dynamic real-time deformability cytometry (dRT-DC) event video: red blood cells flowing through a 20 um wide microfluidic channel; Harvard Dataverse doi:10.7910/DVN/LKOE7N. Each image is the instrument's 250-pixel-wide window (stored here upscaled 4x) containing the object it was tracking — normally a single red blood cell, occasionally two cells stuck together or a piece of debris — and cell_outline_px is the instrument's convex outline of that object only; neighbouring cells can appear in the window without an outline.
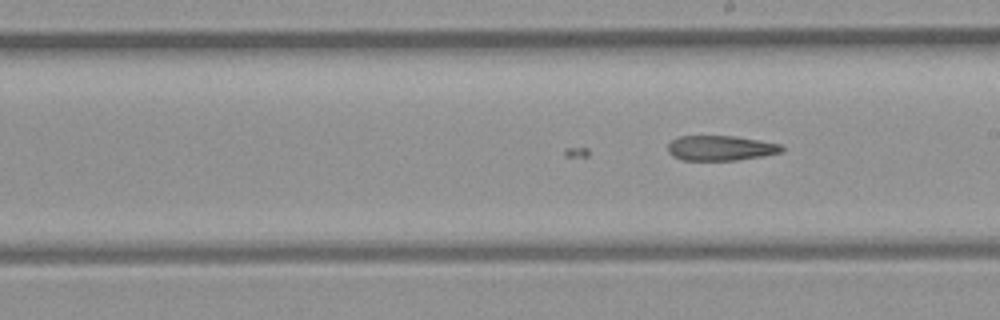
{"species": "common noctule bat (a hibernating species)", "species_latin": "Nyctalus noctula", "temperature_condition": "room temperature", "stored_images_in_passage": 48, "camera_frame_rate_fps": 3000, "um_per_image_px": 0.085, "animal": {"sex": "female", "body_mass_g": 21.9}, "frame": {"image": 1, "passage_image": 27, "time_ms": 8.667, "image_size_px": [1000, 320], "cell_outline_px": [[784, 152], [764, 156], [736, 160], [684, 160], [672, 156], [668, 152], [668, 144], [672, 140], [680, 136], [732, 136], [760, 140], [780, 144], [784, 148]], "centroid_in_image_um": [61.27, 12.59], "position_along_channel_um": 227.7, "area_um2": 16.65}}
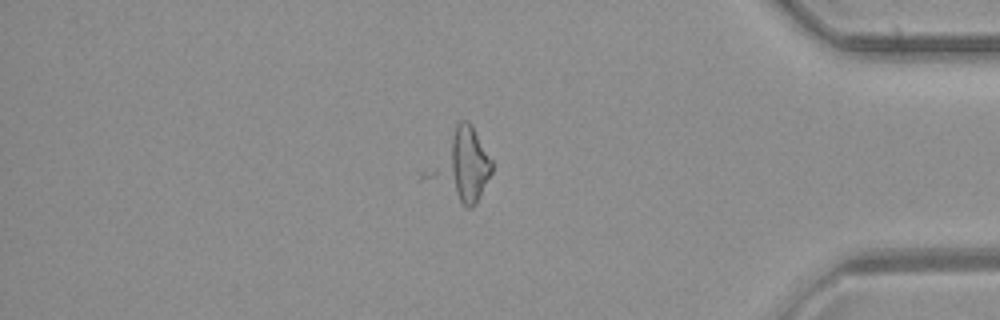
{"frame": {"image": 2, "passage_image": 41, "time_ms": 13.333, "image_size_px": [1000, 320], "cell_outline_px": [[492, 172], [476, 204], [472, 208], [464, 208], [420, 180], [420, 172], [456, 124], [460, 120], [468, 120], [472, 124], [492, 160]], "centroid_in_image_um": [39.06, 14.14], "position_along_channel_um": 396.1, "area_um2": 28.38}}